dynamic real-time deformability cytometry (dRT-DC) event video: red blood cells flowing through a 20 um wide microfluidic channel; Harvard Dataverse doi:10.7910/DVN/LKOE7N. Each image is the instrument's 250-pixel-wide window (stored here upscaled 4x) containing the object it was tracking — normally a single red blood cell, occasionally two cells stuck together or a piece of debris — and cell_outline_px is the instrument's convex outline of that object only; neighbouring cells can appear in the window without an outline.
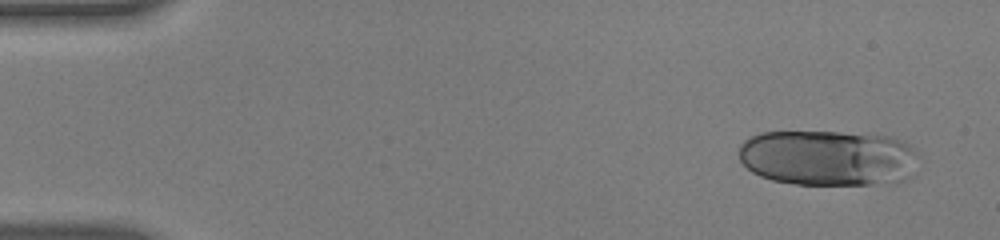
{"species": "human", "species_latin": "Homo sapiens", "temperature_condition": "warm", "stored_images_in_passage": 33, "camera_frame_rate_fps": 3000, "um_per_image_px": 0.085, "donor": {"sex": "male"}, "frame": {"image": 1, "passage_image": 4, "time_ms": 1.0, "image_size_px": [1000, 240], "cell_outline_px": [[920, 156], [908, 176], [904, 180], [896, 184], [796, 184], [772, 180], [760, 176], [752, 172], [740, 160], [740, 144], [748, 136], [760, 132], [872, 132], [904, 140], [916, 148], [920, 152]], "centroid_in_image_um": [70.46, 13.39], "position_along_channel_um": 14.5, "area_um2": 59.65}}
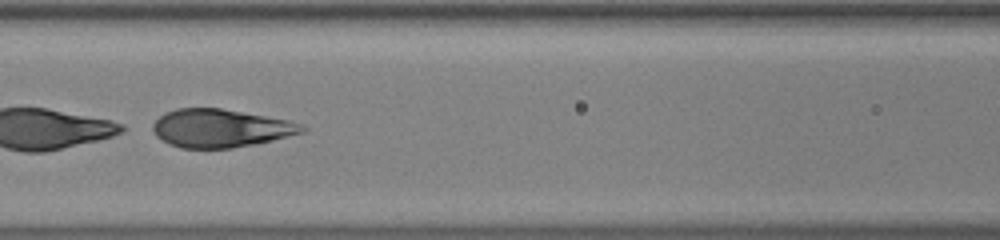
{"frame": {"image": 2, "passage_image": 25, "time_ms": 8.0, "image_size_px": [1000, 240], "cell_outline_px": [[308, 128], [304, 132], [256, 144], [232, 148], [180, 148], [168, 144], [156, 136], [152, 128], [152, 124], [164, 112], [176, 108], [220, 108], [288, 120], [300, 124]], "centroid_in_image_um": [18.71, 10.9], "position_along_channel_um": 147.9, "area_um2": 33.18}}